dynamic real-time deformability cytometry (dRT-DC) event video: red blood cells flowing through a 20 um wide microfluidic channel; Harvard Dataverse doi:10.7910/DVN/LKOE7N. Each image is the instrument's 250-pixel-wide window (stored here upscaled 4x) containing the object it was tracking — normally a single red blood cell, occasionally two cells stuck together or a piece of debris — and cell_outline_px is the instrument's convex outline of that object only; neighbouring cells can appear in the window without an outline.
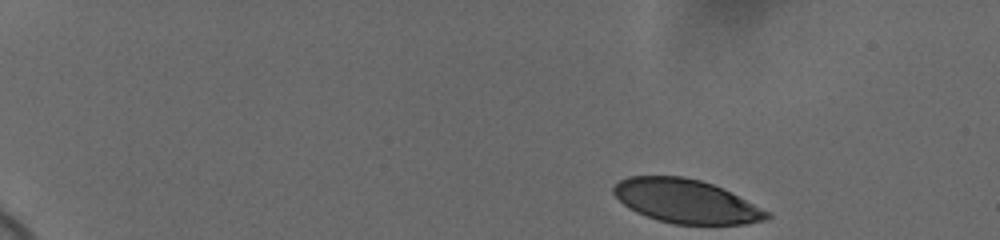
{"species": "human", "species_latin": "Homo sapiens", "temperature_condition": "cold", "stored_images_in_passage": 50, "camera_frame_rate_fps": 3000, "um_per_image_px": 0.085, "donor": {"sex": "female"}, "frame": {"image": 1, "passage_image": 1, "time_ms": 0.0, "image_size_px": [1000, 240], "cell_outline_px": [[772, 216], [768, 220], [748, 224], [672, 224], [636, 212], [628, 208], [612, 192], [612, 188], [620, 180], [628, 176], [684, 176], [700, 180], [712, 184], [772, 212]], "centroid_in_image_um": [58.35, 17.11], "position_along_channel_um": 26.7, "area_um2": 39.02}}
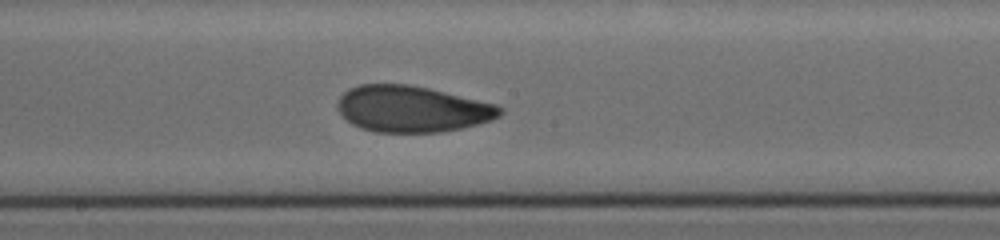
{"frame": {"image": 2, "passage_image": 27, "time_ms": 8.667, "image_size_px": [1000, 240], "cell_outline_px": [[504, 112], [500, 116], [492, 120], [444, 132], [376, 132], [360, 128], [352, 124], [336, 108], [336, 104], [340, 96], [348, 88], [360, 84], [408, 84], [428, 88], [500, 104], [504, 108]], "centroid_in_image_um": [35.06, 9.25], "position_along_channel_um": 213.1, "area_um2": 44.16}}
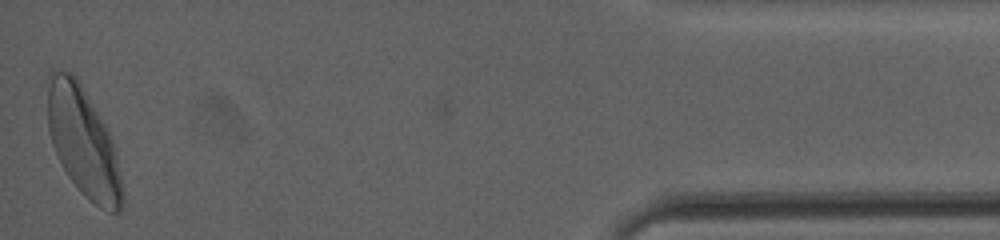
{"frame": {"image": 3, "passage_image": 50, "time_ms": 16.333, "image_size_px": [1000, 240], "cell_outline_px": [[124, 208], [120, 212], [108, 212], [100, 208], [88, 200], [80, 192], [68, 176], [52, 144], [48, 128], [48, 72], [52, 68], [72, 72], [76, 76], [88, 96], [104, 124], [112, 140], [116, 156], [124, 196]], "centroid_in_image_um": [7.07, 12.08], "position_along_channel_um": 428.1, "area_um2": 47.45}, "authors_computed_cell_mechanics": {"area_um2": 43.4078, "velocity_mm_per_s": 3.6367, "shape_relaxation_time_tau1_ms": 4.146, "shape_relaxation_time_tau2_ms": 1.3491, "deformation_change_tau1": 0.1596, "deformation_change_tau2": 0.0624}}